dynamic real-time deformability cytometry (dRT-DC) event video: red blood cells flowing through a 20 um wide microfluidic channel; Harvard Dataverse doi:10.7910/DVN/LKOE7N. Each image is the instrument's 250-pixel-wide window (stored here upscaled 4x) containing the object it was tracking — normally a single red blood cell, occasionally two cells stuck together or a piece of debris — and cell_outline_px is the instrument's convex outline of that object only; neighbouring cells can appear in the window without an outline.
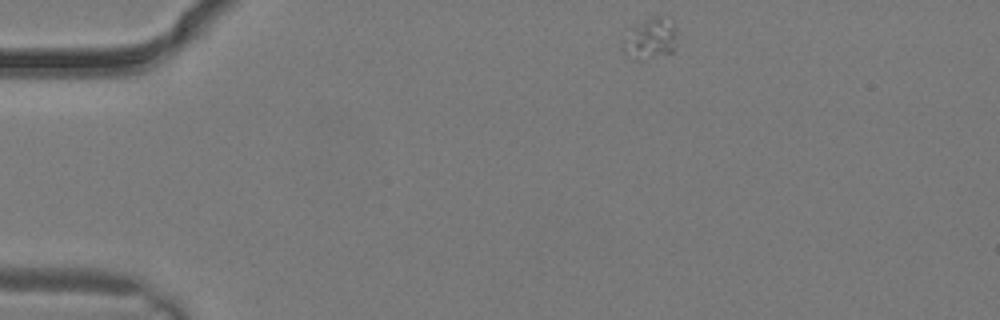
{"species": "common noctule bat (a hibernating species)", "species_latin": "Nyctalus noctula", "temperature_condition": "warm", "stored_images_in_passage": 3, "camera_frame_rate_fps": 3000, "um_per_image_px": 0.085, "animal": {"sex": "male", "body_mass_g": 19.2, "forearm_length_mm": 51.8}, "frame": {"image": 1, "passage_image": 1, "time_ms": 0.0, "image_size_px": [1000, 320], "cell_outline_px": [[676, 48], [672, 52], [640, 60], [632, 60], [624, 52], [620, 40], [632, 28], [652, 16], [660, 16], [672, 24], [676, 28]], "centroid_in_image_um": [55.24, 3.32], "position_along_channel_um": 29.8, "area_um2": 12.89}}